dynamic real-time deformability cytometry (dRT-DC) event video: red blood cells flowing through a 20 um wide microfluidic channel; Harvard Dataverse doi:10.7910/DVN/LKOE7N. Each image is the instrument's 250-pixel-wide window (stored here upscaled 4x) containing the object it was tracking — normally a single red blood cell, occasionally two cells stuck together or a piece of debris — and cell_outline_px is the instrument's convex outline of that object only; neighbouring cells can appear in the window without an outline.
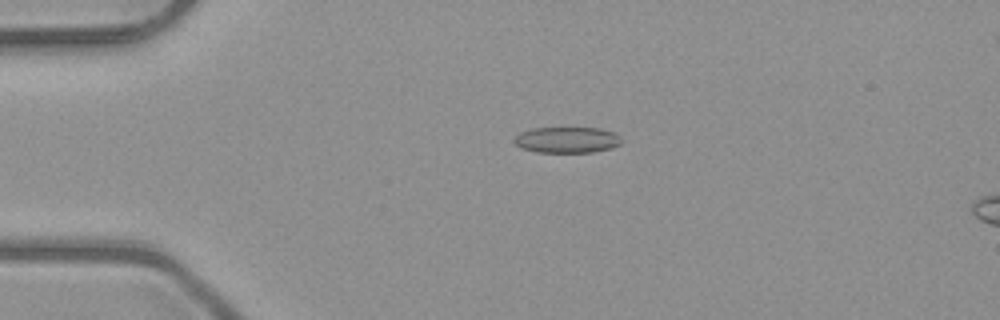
{"species": "common noctule bat (a hibernating species)", "species_latin": "Nyctalus noctula", "temperature_condition": "room temperature", "stored_images_in_passage": 42, "camera_frame_rate_fps": 3000, "um_per_image_px": 0.085, "animal": {"sex": "male", "body_mass_g": 23.1, "forearm_length_mm": 52.7}, "frame": {"image": 1, "passage_image": 3, "time_ms": 0.667, "image_size_px": [1000, 320], "cell_outline_px": [[624, 140], [620, 144], [612, 148], [592, 152], [536, 152], [520, 148], [512, 140], [520, 132], [532, 128], [600, 128], [616, 132]], "centroid_in_image_um": [48.22, 11.89], "position_along_channel_um": 36.8, "area_um2": 16.47}}
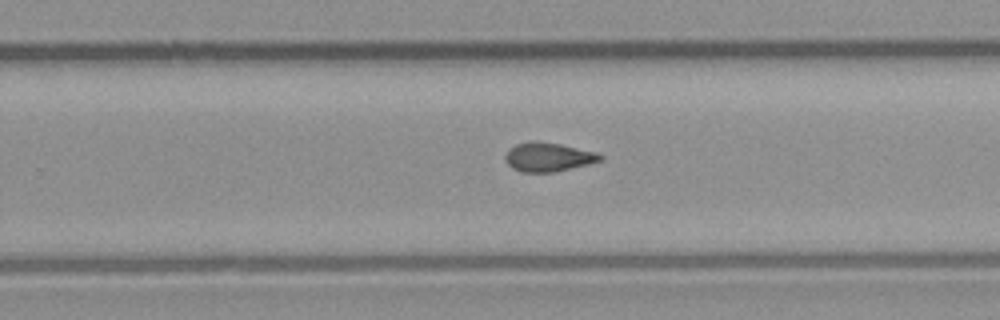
{"frame": {"image": 2, "passage_image": 24, "time_ms": 7.667, "image_size_px": [1000, 320], "cell_outline_px": [[604, 156], [600, 160], [588, 164], [552, 172], [520, 172], [512, 168], [504, 160], [504, 156], [508, 148], [516, 144], [528, 140], [536, 140], [560, 144], [596, 152]], "centroid_in_image_um": [46.53, 13.33], "position_along_channel_um": 283.3, "area_um2": 16.13}}
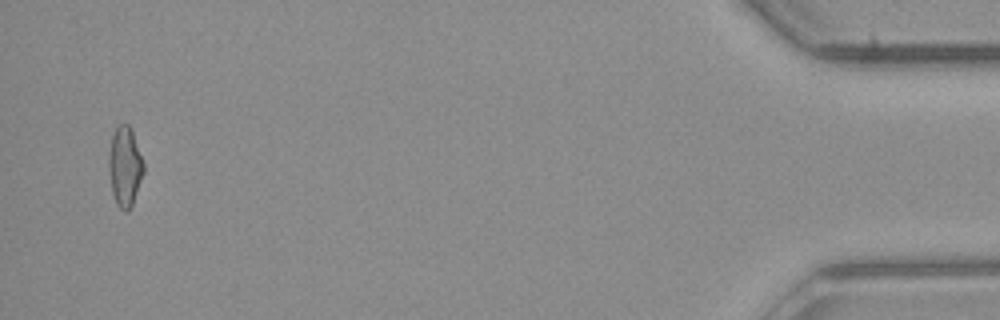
{"frame": {"image": 3, "passage_image": 41, "time_ms": 13.333, "image_size_px": [1000, 320], "cell_outline_px": [[144, 172], [132, 204], [128, 212], [124, 212], [116, 204], [112, 192], [108, 168], [108, 160], [112, 136], [116, 124], [128, 124], [132, 132], [144, 164]], "centroid_in_image_um": [10.6, 14.17], "position_along_channel_um": 424.6, "area_um2": 16.07}, "authors_computed_cell_mechanics": {"area_um2": 15.895, "velocity_mm_per_s": 4.0642, "shape_relaxation_time_tau1_ms": null, "shape_relaxation_time_tau2_ms": 4.053, "deformation_change_tau1": null, "deformation_change_tau2": 0.1013}}